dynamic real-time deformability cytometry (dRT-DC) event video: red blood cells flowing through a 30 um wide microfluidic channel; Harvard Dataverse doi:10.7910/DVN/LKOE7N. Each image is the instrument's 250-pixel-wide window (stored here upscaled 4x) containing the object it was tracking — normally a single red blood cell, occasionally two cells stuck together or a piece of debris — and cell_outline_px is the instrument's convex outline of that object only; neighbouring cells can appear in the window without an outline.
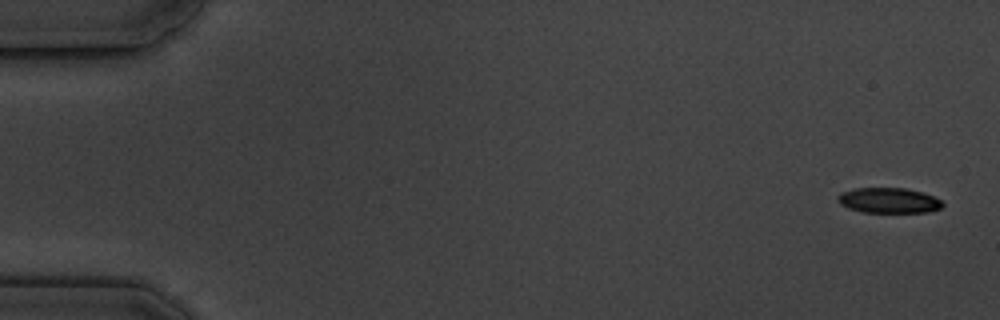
{"species": "common noctule bat (a hibernating species)", "species_latin": "Nyctalus noctula", "temperature_condition": "cold", "stored_images_in_passage": 7, "camera_frame_rate_fps": 3000, "um_per_image_px": 0.085, "animal": {"sex": "male", "body_mass_g": 19.5, "forearm_length_mm": 54.6}, "frame": {"image": 1, "passage_image": 1, "time_ms": 0.0, "image_size_px": [1000, 320], "cell_outline_px": [[944, 204], [940, 208], [928, 212], [860, 212], [848, 208], [840, 204], [836, 200], [836, 196], [840, 192], [856, 188], [904, 188], [920, 192], [932, 196], [940, 200]], "centroid_in_image_um": [75.47, 17.04], "position_along_channel_um": 9.5, "area_um2": 15.43}}
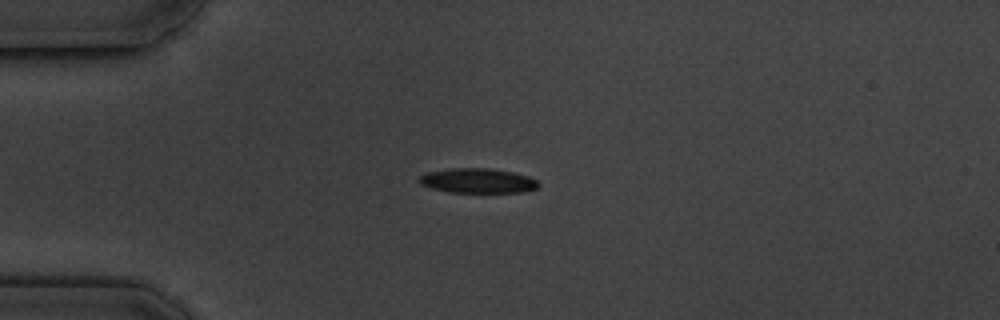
{"frame": {"image": 2, "passage_image": 5, "time_ms": 4.333, "image_size_px": [1000, 320], "cell_outline_px": [[540, 184], [536, 188], [520, 192], [448, 192], [432, 188], [420, 184], [416, 180], [420, 176], [428, 172], [452, 168], [492, 168], [512, 172], [528, 176], [536, 180]], "centroid_in_image_um": [40.58, 15.35], "position_along_channel_um": 44.4, "area_um2": 17.11}}